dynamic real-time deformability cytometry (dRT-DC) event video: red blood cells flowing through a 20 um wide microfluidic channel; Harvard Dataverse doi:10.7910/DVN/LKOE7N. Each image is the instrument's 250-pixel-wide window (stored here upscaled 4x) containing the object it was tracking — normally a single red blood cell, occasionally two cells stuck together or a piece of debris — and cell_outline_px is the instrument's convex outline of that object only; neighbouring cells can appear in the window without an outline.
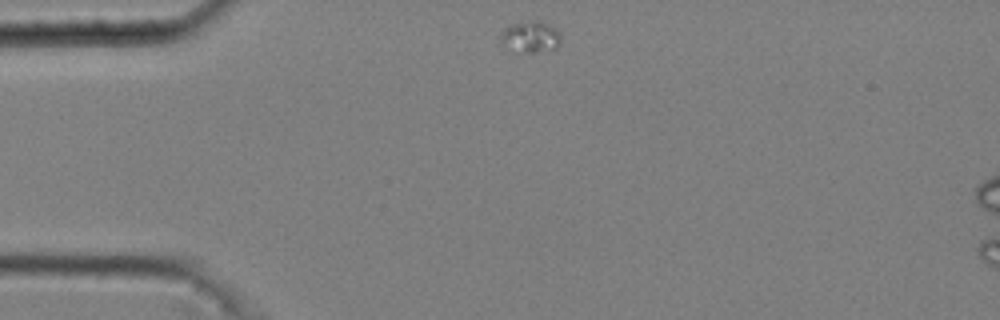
{"species": "common noctule bat (a hibernating species)", "species_latin": "Nyctalus noctula", "temperature_condition": "cold", "stored_images_in_passage": 34, "camera_frame_rate_fps": 3000, "um_per_image_px": 0.085, "animal": {"sex": "male", "body_mass_g": 20.4}, "frame": {"image": 1, "passage_image": 1, "time_ms": 0.0, "image_size_px": [1000, 320], "cell_outline_px": [[560, 44], [556, 48], [536, 52], [512, 52], [500, 40], [504, 28], [512, 24], [532, 20], [540, 20], [556, 28], [560, 36]], "centroid_in_image_um": [45.1, 3.13], "position_along_channel_um": 39.9, "area_um2": 11.04}}